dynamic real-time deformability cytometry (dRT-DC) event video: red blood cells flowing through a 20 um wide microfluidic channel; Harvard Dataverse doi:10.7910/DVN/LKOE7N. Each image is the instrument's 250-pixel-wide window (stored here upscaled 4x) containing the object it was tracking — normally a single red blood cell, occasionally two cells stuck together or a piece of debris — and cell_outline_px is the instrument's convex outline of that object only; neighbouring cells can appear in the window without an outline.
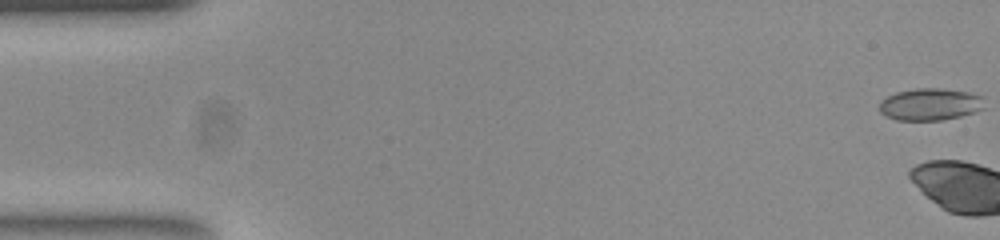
{"species": "common noctule bat (a hibernating species)", "species_latin": "Nyctalus noctula", "temperature_condition": "room temperature", "stored_images_in_passage": 4, "camera_frame_rate_fps": 3000, "um_per_image_px": 0.085, "animal": {"sex": "female", "body_mass_g": 23.0, "forearm_length_mm": 53.4}, "frame": {"image": 1, "passage_image": 1, "time_ms": 0.0, "image_size_px": [1000, 240], "cell_outline_px": [[984, 108], [960, 116], [940, 120], [896, 120], [880, 112], [880, 100], [896, 92], [916, 88], [940, 88], [968, 92], [984, 96]], "centroid_in_image_um": [79.07, 8.85], "position_along_channel_um": 5.9, "area_um2": 19.59}}